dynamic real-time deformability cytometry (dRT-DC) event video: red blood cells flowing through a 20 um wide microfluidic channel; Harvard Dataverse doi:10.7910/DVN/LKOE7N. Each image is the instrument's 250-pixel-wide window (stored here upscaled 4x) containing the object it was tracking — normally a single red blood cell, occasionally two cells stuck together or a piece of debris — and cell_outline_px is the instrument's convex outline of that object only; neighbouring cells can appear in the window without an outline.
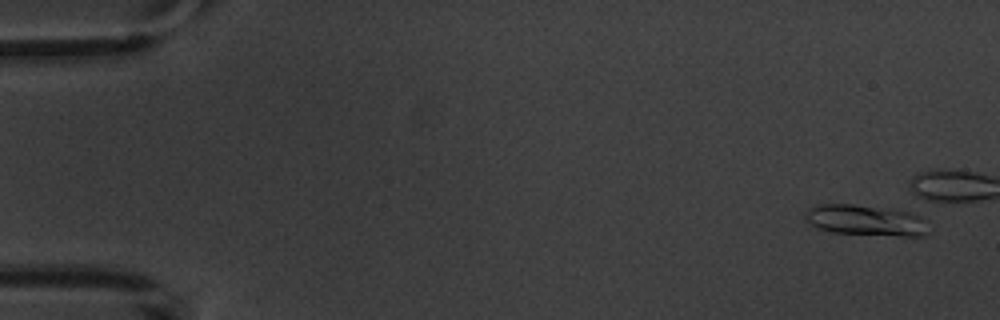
{"species": "common noctule bat (a hibernating species)", "species_latin": "Nyctalus noctula", "temperature_condition": "warm", "stored_images_in_passage": 2, "camera_frame_rate_fps": 3000, "um_per_image_px": 0.085, "animal": {"sex": "male", "body_mass_g": 20.1, "forearm_length_mm": 53.5}, "frame": {"image": 1, "passage_image": 2, "time_ms": 1.333, "image_size_px": [1000, 320], "cell_outline_px": [[928, 232], [924, 236], [900, 236], [832, 232], [820, 228], [812, 224], [808, 220], [804, 212], [808, 208], [820, 204], [852, 204], [912, 208], [928, 220]], "centroid_in_image_um": [73.79, 18.68], "position_along_channel_um": 11.2, "area_um2": 23.18}}